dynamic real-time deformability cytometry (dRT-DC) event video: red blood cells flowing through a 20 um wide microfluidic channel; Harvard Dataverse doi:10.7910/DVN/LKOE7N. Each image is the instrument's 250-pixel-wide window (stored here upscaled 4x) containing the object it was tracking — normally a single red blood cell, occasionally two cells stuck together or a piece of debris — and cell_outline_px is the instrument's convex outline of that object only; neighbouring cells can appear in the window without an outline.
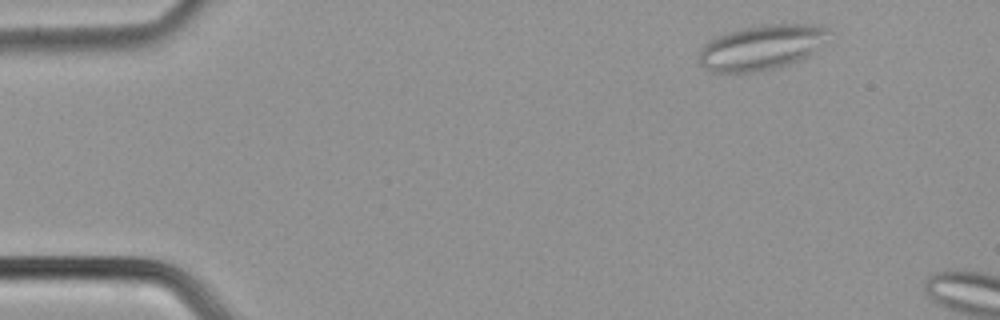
{"species": "common noctule bat (a hibernating species)", "species_latin": "Nyctalus noctula", "temperature_condition": "cold", "stored_images_in_passage": 8, "camera_frame_rate_fps": 3000, "um_per_image_px": 0.085, "animal": {"sex": "male", "body_mass_g": 21.5, "forearm_length_mm": 52.0}, "frame": {"image": 1, "passage_image": 3, "time_ms": 0.667, "image_size_px": [1000, 320], "cell_outline_px": [[832, 32], [808, 56], [800, 60], [776, 68], [756, 72], [712, 72], [704, 68], [700, 64], [700, 48], [708, 40], [716, 36], [728, 32], [744, 28], [764, 24], [824, 24]], "centroid_in_image_um": [64.73, 4.02], "position_along_channel_um": 20.3, "area_um2": 34.1}}